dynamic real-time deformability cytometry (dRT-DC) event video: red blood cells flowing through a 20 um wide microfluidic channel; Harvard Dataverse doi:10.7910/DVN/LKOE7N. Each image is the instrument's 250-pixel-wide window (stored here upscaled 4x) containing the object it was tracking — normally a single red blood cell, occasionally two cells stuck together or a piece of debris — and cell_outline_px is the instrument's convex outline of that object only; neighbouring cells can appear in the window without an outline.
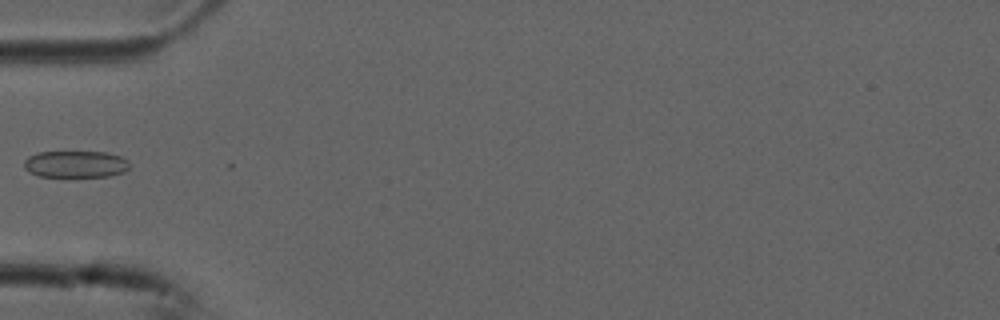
{"species": "common noctule bat (a hibernating species)", "species_latin": "Nyctalus noctula", "temperature_condition": "cold", "stored_images_in_passage": 5, "camera_frame_rate_fps": 3000, "um_per_image_px": 0.085, "animal": {"sex": "male", "forearm_length_mm": 52.5}, "frame": {"image": 1, "passage_image": 5, "time_ms": 1.333, "image_size_px": [1000, 320], "cell_outline_px": [[128, 168], [124, 172], [108, 176], [40, 176], [28, 172], [24, 168], [24, 160], [28, 156], [36, 152], [104, 152], [120, 156], [128, 160]], "centroid_in_image_um": [6.39, 13.94], "position_along_channel_um": 78.6, "area_um2": 16.42}}